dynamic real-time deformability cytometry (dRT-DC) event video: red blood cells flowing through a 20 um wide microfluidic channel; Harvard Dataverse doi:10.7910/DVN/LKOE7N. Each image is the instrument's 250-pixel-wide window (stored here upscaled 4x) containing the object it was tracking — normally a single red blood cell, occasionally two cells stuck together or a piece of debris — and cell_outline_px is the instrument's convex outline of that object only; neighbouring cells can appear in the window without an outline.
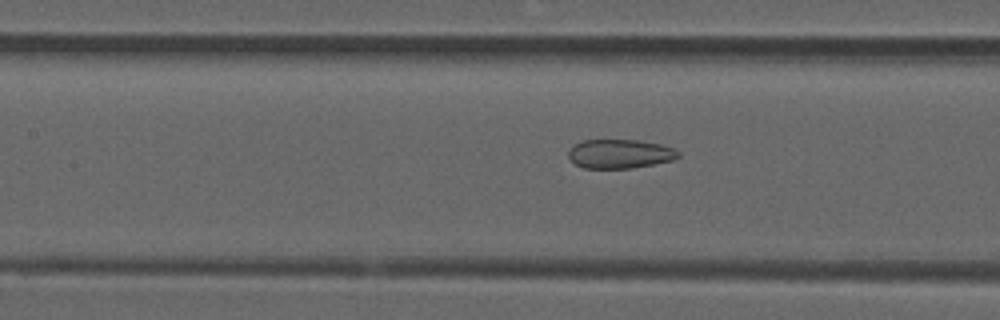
{"species": "common noctule bat (a hibernating species)", "species_latin": "Nyctalus noctula", "temperature_condition": "room temperature", "stored_images_in_passage": 53, "camera_frame_rate_fps": 3000, "um_per_image_px": 0.085, "animal": {"sex": "male", "forearm_length_mm": 52.5}, "frame": {"image": 1, "passage_image": 24, "time_ms": 7.667, "image_size_px": [1000, 320], "cell_outline_px": [[680, 156], [672, 160], [632, 168], [584, 168], [576, 164], [568, 156], [568, 152], [576, 144], [584, 140], [636, 140], [660, 144], [672, 148], [680, 152]], "centroid_in_image_um": [52.7, 13.08], "position_along_channel_um": 154.7, "area_um2": 18.32}}
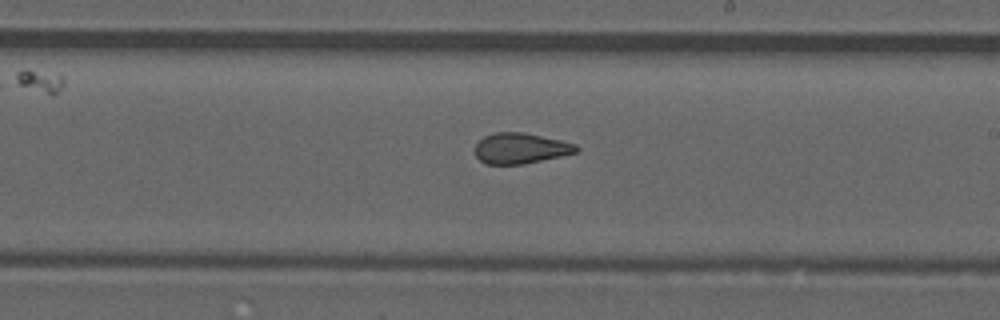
{"frame": {"image": 2, "passage_image": 31, "time_ms": 10.0, "image_size_px": [1000, 320], "cell_outline_px": [[580, 148], [576, 152], [560, 156], [524, 164], [484, 164], [476, 156], [476, 144], [484, 136], [496, 132], [524, 132], [560, 140], [576, 144]], "centroid_in_image_um": [44.24, 12.6], "position_along_channel_um": 244.8, "area_um2": 17.98}}
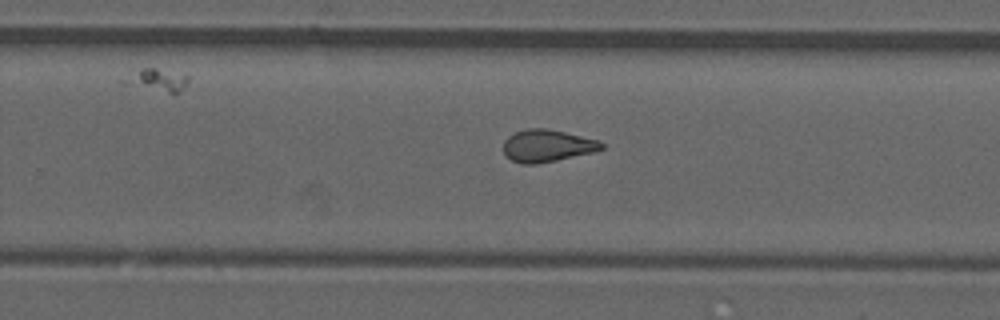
{"frame": {"image": 3, "passage_image": 34, "time_ms": 11.0, "image_size_px": [1000, 320], "cell_outline_px": [[604, 148], [596, 152], [536, 164], [520, 164], [512, 160], [504, 152], [504, 140], [508, 136], [516, 132], [528, 128], [548, 128], [600, 140], [604, 144]], "centroid_in_image_um": [46.55, 12.38], "position_along_channel_um": 283.3, "area_um2": 18.55}, "authors_computed_cell_mechanics": {"area_um2": 19.1318, "velocity_mm_per_s": 3.8764, "shape_relaxation_time_tau1_ms": null, "shape_relaxation_time_tau2_ms": 1.6823, "deformation_change_tau1": null, "deformation_change_tau2": 0.0942}}